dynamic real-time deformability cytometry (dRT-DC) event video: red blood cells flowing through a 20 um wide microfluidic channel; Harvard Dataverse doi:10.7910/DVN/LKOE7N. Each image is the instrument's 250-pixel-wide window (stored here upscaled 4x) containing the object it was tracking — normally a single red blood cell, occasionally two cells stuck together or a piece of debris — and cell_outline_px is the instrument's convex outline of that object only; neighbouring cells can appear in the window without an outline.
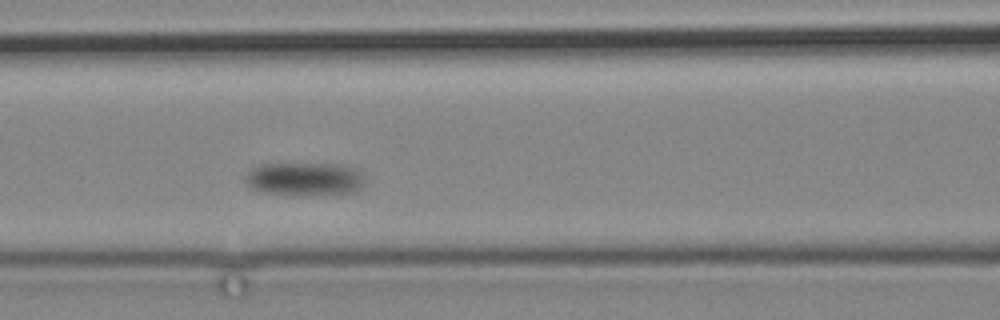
{"species": "common noctule bat (a hibernating species)", "species_latin": "Nyctalus noctula", "temperature_condition": "cold", "stored_images_in_passage": 4, "camera_frame_rate_fps": 3000, "um_per_image_px": 0.085, "animal": {"sex": "male", "body_mass_g": 19.2, "forearm_length_mm": 51.8}, "frame": {"image": 1, "passage_image": 4, "time_ms": 3.333, "image_size_px": [1000, 320], "cell_outline_px": [[364, 184], [360, 188], [352, 192], [284, 196], [260, 192], [248, 188], [244, 180], [244, 176], [252, 168], [260, 164], [336, 164], [356, 168], [360, 172]], "centroid_in_image_um": [25.79, 15.23], "position_along_channel_um": 140.8, "area_um2": 23.47}}